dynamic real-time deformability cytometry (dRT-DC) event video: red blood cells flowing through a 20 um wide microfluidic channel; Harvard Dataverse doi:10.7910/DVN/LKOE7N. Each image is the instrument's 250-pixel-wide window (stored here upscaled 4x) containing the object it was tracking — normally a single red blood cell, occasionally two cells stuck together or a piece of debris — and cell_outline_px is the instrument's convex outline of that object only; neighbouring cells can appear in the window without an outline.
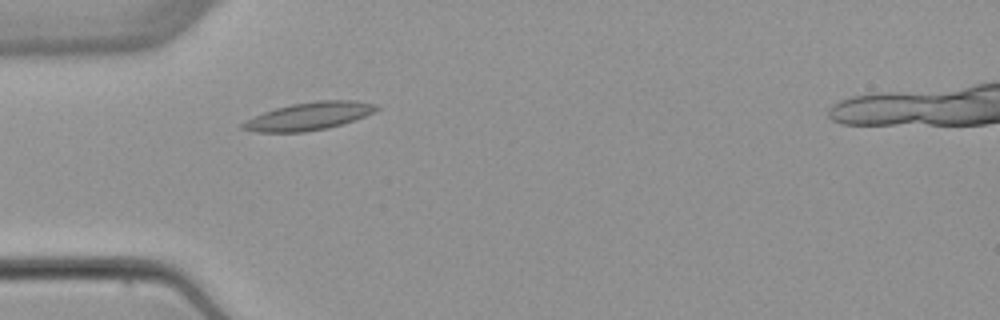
{"species": "common noctule bat (a hibernating species)", "species_latin": "Nyctalus noctula", "temperature_condition": "warm", "stored_images_in_passage": 4, "camera_frame_rate_fps": 3000, "um_per_image_px": 0.085, "animal": {"sex": "female", "body_mass_g": 22.7, "forearm_length_mm": 54.2}, "frame": {"image": 1, "passage_image": 3, "time_ms": 3.333, "image_size_px": [1000, 320], "cell_outline_px": [[380, 108], [364, 116], [328, 128], [304, 132], [256, 132], [240, 128], [240, 124], [264, 112], [276, 108], [292, 104], [316, 100], [352, 100], [376, 104]], "centroid_in_image_um": [26.25, 9.87], "position_along_channel_um": 58.8, "area_um2": 21.33}}